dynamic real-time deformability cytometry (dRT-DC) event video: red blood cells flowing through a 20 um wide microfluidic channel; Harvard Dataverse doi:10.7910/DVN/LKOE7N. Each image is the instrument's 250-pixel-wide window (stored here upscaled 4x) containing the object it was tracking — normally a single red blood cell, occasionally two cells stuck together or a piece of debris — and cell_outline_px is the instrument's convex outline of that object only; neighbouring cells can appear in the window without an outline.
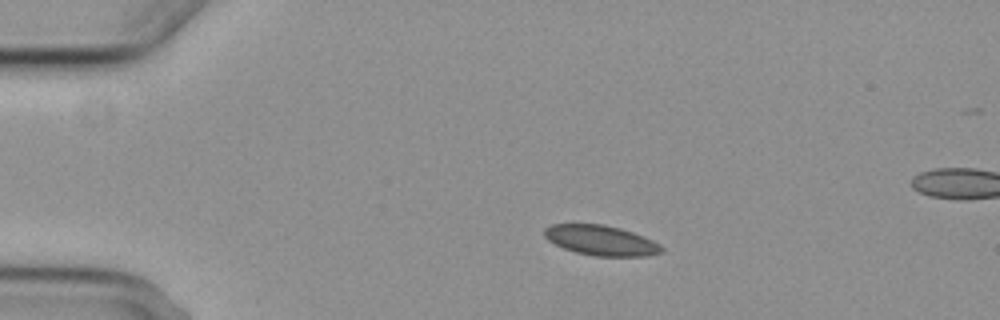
{"species": "common noctule bat (a hibernating species)", "species_latin": "Nyctalus noctula", "temperature_condition": "cold", "stored_images_in_passage": 6, "segment_of_instrument_passage": [1, 2], "camera_frame_rate_fps": 3000, "um_per_image_px": 0.085, "animal": {"sex": "female", "body_mass_g": 29.2, "forearm_length_mm": 56.3}, "frame": {"image": 1, "passage_image": 4, "time_ms": 3.667, "image_size_px": [1000, 320], "cell_outline_px": [[664, 252], [648, 256], [596, 256], [576, 252], [564, 248], [548, 240], [544, 236], [544, 228], [552, 224], [604, 224], [620, 228], [644, 236], [660, 244], [664, 248]], "centroid_in_image_um": [51.11, 20.43], "position_along_channel_um": 33.9, "area_um2": 20.58}}